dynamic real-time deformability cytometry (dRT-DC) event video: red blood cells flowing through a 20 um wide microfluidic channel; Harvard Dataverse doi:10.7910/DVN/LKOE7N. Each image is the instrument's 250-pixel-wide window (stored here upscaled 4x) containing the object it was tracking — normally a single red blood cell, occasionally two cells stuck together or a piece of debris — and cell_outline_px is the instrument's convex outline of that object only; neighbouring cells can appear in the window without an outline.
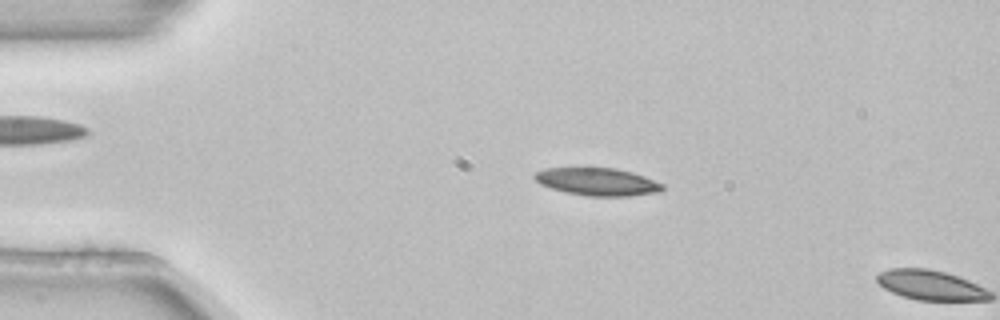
{"species": "common noctule bat (a hibernating species)", "species_latin": "Nyctalus noctula", "temperature_condition": "room temperature", "stored_images_in_passage": 2, "camera_frame_rate_fps": 3000, "um_per_image_px": 0.085, "animal": {"sex": "female", "body_mass_g": 22.7, "forearm_length_mm": 54.2}, "frame": {"image": 1, "passage_image": 1, "time_ms": 0.0, "image_size_px": [1000, 320], "cell_outline_px": [[664, 188], [660, 192], [628, 196], [588, 196], [564, 192], [540, 184], [532, 176], [536, 172], [544, 168], [616, 168], [644, 176], [664, 184]], "centroid_in_image_um": [50.78, 15.45], "position_along_channel_um": 34.2, "area_um2": 20.58}}